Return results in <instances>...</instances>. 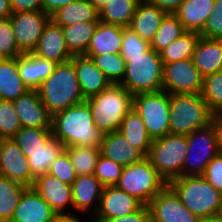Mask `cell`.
I'll use <instances>...</instances> for the list:
<instances>
[{
    "label": "cell",
    "instance_id": "6da1fadb",
    "mask_svg": "<svg viewBox=\"0 0 222 222\" xmlns=\"http://www.w3.org/2000/svg\"><path fill=\"white\" fill-rule=\"evenodd\" d=\"M51 130L52 136L65 147H100L103 136L94 124L86 100L54 114Z\"/></svg>",
    "mask_w": 222,
    "mask_h": 222
},
{
    "label": "cell",
    "instance_id": "7a4b0ae2",
    "mask_svg": "<svg viewBox=\"0 0 222 222\" xmlns=\"http://www.w3.org/2000/svg\"><path fill=\"white\" fill-rule=\"evenodd\" d=\"M37 91L42 103L52 116L85 101L71 60L57 64L53 73Z\"/></svg>",
    "mask_w": 222,
    "mask_h": 222
},
{
    "label": "cell",
    "instance_id": "3957f363",
    "mask_svg": "<svg viewBox=\"0 0 222 222\" xmlns=\"http://www.w3.org/2000/svg\"><path fill=\"white\" fill-rule=\"evenodd\" d=\"M86 101L94 124L103 135L119 131L123 119L133 108V95L120 84H111Z\"/></svg>",
    "mask_w": 222,
    "mask_h": 222
},
{
    "label": "cell",
    "instance_id": "277c9868",
    "mask_svg": "<svg viewBox=\"0 0 222 222\" xmlns=\"http://www.w3.org/2000/svg\"><path fill=\"white\" fill-rule=\"evenodd\" d=\"M168 185L184 206L199 218L222 216V194L203 176H181Z\"/></svg>",
    "mask_w": 222,
    "mask_h": 222
},
{
    "label": "cell",
    "instance_id": "5b68a950",
    "mask_svg": "<svg viewBox=\"0 0 222 222\" xmlns=\"http://www.w3.org/2000/svg\"><path fill=\"white\" fill-rule=\"evenodd\" d=\"M123 58L126 70L121 86L132 95L162 90L164 65L159 53L150 47L140 56Z\"/></svg>",
    "mask_w": 222,
    "mask_h": 222
},
{
    "label": "cell",
    "instance_id": "8992f818",
    "mask_svg": "<svg viewBox=\"0 0 222 222\" xmlns=\"http://www.w3.org/2000/svg\"><path fill=\"white\" fill-rule=\"evenodd\" d=\"M170 134L189 135L212 123L213 113L201 94L169 95Z\"/></svg>",
    "mask_w": 222,
    "mask_h": 222
},
{
    "label": "cell",
    "instance_id": "52a82bcc",
    "mask_svg": "<svg viewBox=\"0 0 222 222\" xmlns=\"http://www.w3.org/2000/svg\"><path fill=\"white\" fill-rule=\"evenodd\" d=\"M168 185L167 181L152 166L147 157L127 165L116 186L147 205L154 196Z\"/></svg>",
    "mask_w": 222,
    "mask_h": 222
},
{
    "label": "cell",
    "instance_id": "ba28073f",
    "mask_svg": "<svg viewBox=\"0 0 222 222\" xmlns=\"http://www.w3.org/2000/svg\"><path fill=\"white\" fill-rule=\"evenodd\" d=\"M187 136L167 134L152 140L146 156L157 172L169 183L182 176V167L187 154Z\"/></svg>",
    "mask_w": 222,
    "mask_h": 222
},
{
    "label": "cell",
    "instance_id": "9c48e42d",
    "mask_svg": "<svg viewBox=\"0 0 222 222\" xmlns=\"http://www.w3.org/2000/svg\"><path fill=\"white\" fill-rule=\"evenodd\" d=\"M133 109L143 120L152 140L170 134L169 94L158 92L133 95Z\"/></svg>",
    "mask_w": 222,
    "mask_h": 222
},
{
    "label": "cell",
    "instance_id": "30bf717a",
    "mask_svg": "<svg viewBox=\"0 0 222 222\" xmlns=\"http://www.w3.org/2000/svg\"><path fill=\"white\" fill-rule=\"evenodd\" d=\"M188 149L182 176H203L207 164L219 153L212 123L187 135Z\"/></svg>",
    "mask_w": 222,
    "mask_h": 222
},
{
    "label": "cell",
    "instance_id": "8fae6325",
    "mask_svg": "<svg viewBox=\"0 0 222 222\" xmlns=\"http://www.w3.org/2000/svg\"><path fill=\"white\" fill-rule=\"evenodd\" d=\"M163 65V91L169 95L201 94L203 77L192 59H183Z\"/></svg>",
    "mask_w": 222,
    "mask_h": 222
},
{
    "label": "cell",
    "instance_id": "7c38bea8",
    "mask_svg": "<svg viewBox=\"0 0 222 222\" xmlns=\"http://www.w3.org/2000/svg\"><path fill=\"white\" fill-rule=\"evenodd\" d=\"M17 47L22 53L32 52L51 16L44 11L13 13L10 17Z\"/></svg>",
    "mask_w": 222,
    "mask_h": 222
},
{
    "label": "cell",
    "instance_id": "4fadbf2b",
    "mask_svg": "<svg viewBox=\"0 0 222 222\" xmlns=\"http://www.w3.org/2000/svg\"><path fill=\"white\" fill-rule=\"evenodd\" d=\"M147 206L151 222H198L200 219L184 206L169 185L154 196Z\"/></svg>",
    "mask_w": 222,
    "mask_h": 222
},
{
    "label": "cell",
    "instance_id": "5bb4252c",
    "mask_svg": "<svg viewBox=\"0 0 222 222\" xmlns=\"http://www.w3.org/2000/svg\"><path fill=\"white\" fill-rule=\"evenodd\" d=\"M29 166L28 159L17 143L13 139L4 140L0 156V176L32 187L35 178L31 175Z\"/></svg>",
    "mask_w": 222,
    "mask_h": 222
},
{
    "label": "cell",
    "instance_id": "9a60e30c",
    "mask_svg": "<svg viewBox=\"0 0 222 222\" xmlns=\"http://www.w3.org/2000/svg\"><path fill=\"white\" fill-rule=\"evenodd\" d=\"M33 187L57 215H72L67 210L73 208L71 185L46 173L35 179Z\"/></svg>",
    "mask_w": 222,
    "mask_h": 222
},
{
    "label": "cell",
    "instance_id": "2e32d148",
    "mask_svg": "<svg viewBox=\"0 0 222 222\" xmlns=\"http://www.w3.org/2000/svg\"><path fill=\"white\" fill-rule=\"evenodd\" d=\"M143 204L115 186L103 187L98 211L93 220H105L125 216L140 209Z\"/></svg>",
    "mask_w": 222,
    "mask_h": 222
},
{
    "label": "cell",
    "instance_id": "e0dca14e",
    "mask_svg": "<svg viewBox=\"0 0 222 222\" xmlns=\"http://www.w3.org/2000/svg\"><path fill=\"white\" fill-rule=\"evenodd\" d=\"M22 127L52 129V115L44 106L37 90H28L13 101Z\"/></svg>",
    "mask_w": 222,
    "mask_h": 222
},
{
    "label": "cell",
    "instance_id": "ac0fdd59",
    "mask_svg": "<svg viewBox=\"0 0 222 222\" xmlns=\"http://www.w3.org/2000/svg\"><path fill=\"white\" fill-rule=\"evenodd\" d=\"M57 214L34 187H27L10 222H49Z\"/></svg>",
    "mask_w": 222,
    "mask_h": 222
},
{
    "label": "cell",
    "instance_id": "d6986e66",
    "mask_svg": "<svg viewBox=\"0 0 222 222\" xmlns=\"http://www.w3.org/2000/svg\"><path fill=\"white\" fill-rule=\"evenodd\" d=\"M32 53L57 64L70 61L73 58L66 46L62 27L52 19L46 24Z\"/></svg>",
    "mask_w": 222,
    "mask_h": 222
},
{
    "label": "cell",
    "instance_id": "ffe728a7",
    "mask_svg": "<svg viewBox=\"0 0 222 222\" xmlns=\"http://www.w3.org/2000/svg\"><path fill=\"white\" fill-rule=\"evenodd\" d=\"M72 187V199H73V211L80 214L95 215L100 205V199L103 191V185L101 182L92 175H80L77 176L71 185Z\"/></svg>",
    "mask_w": 222,
    "mask_h": 222
},
{
    "label": "cell",
    "instance_id": "44dd1931",
    "mask_svg": "<svg viewBox=\"0 0 222 222\" xmlns=\"http://www.w3.org/2000/svg\"><path fill=\"white\" fill-rule=\"evenodd\" d=\"M71 61L74 64L80 90L85 100L99 94L111 85L91 58L85 55L73 56Z\"/></svg>",
    "mask_w": 222,
    "mask_h": 222
},
{
    "label": "cell",
    "instance_id": "7402d4cb",
    "mask_svg": "<svg viewBox=\"0 0 222 222\" xmlns=\"http://www.w3.org/2000/svg\"><path fill=\"white\" fill-rule=\"evenodd\" d=\"M100 154L124 167L139 162L146 157L120 131L102 136Z\"/></svg>",
    "mask_w": 222,
    "mask_h": 222
},
{
    "label": "cell",
    "instance_id": "603a6c76",
    "mask_svg": "<svg viewBox=\"0 0 222 222\" xmlns=\"http://www.w3.org/2000/svg\"><path fill=\"white\" fill-rule=\"evenodd\" d=\"M57 63L32 52L17 56V68L22 82L29 90H37L53 73Z\"/></svg>",
    "mask_w": 222,
    "mask_h": 222
},
{
    "label": "cell",
    "instance_id": "cb8c5ba5",
    "mask_svg": "<svg viewBox=\"0 0 222 222\" xmlns=\"http://www.w3.org/2000/svg\"><path fill=\"white\" fill-rule=\"evenodd\" d=\"M192 60L203 78L222 70V40L201 37Z\"/></svg>",
    "mask_w": 222,
    "mask_h": 222
},
{
    "label": "cell",
    "instance_id": "d4e9b609",
    "mask_svg": "<svg viewBox=\"0 0 222 222\" xmlns=\"http://www.w3.org/2000/svg\"><path fill=\"white\" fill-rule=\"evenodd\" d=\"M167 14L166 11L157 6L141 0L128 27L143 40L150 43Z\"/></svg>",
    "mask_w": 222,
    "mask_h": 222
},
{
    "label": "cell",
    "instance_id": "484cf974",
    "mask_svg": "<svg viewBox=\"0 0 222 222\" xmlns=\"http://www.w3.org/2000/svg\"><path fill=\"white\" fill-rule=\"evenodd\" d=\"M123 42L122 27L107 24L99 20L86 55H103L121 52Z\"/></svg>",
    "mask_w": 222,
    "mask_h": 222
},
{
    "label": "cell",
    "instance_id": "4316f807",
    "mask_svg": "<svg viewBox=\"0 0 222 222\" xmlns=\"http://www.w3.org/2000/svg\"><path fill=\"white\" fill-rule=\"evenodd\" d=\"M215 0H183L173 13L186 31L200 33L212 13Z\"/></svg>",
    "mask_w": 222,
    "mask_h": 222
},
{
    "label": "cell",
    "instance_id": "83f0119b",
    "mask_svg": "<svg viewBox=\"0 0 222 222\" xmlns=\"http://www.w3.org/2000/svg\"><path fill=\"white\" fill-rule=\"evenodd\" d=\"M51 19L57 25L66 27L78 22L99 21V11L88 0H75L60 7Z\"/></svg>",
    "mask_w": 222,
    "mask_h": 222
},
{
    "label": "cell",
    "instance_id": "f1b7e54d",
    "mask_svg": "<svg viewBox=\"0 0 222 222\" xmlns=\"http://www.w3.org/2000/svg\"><path fill=\"white\" fill-rule=\"evenodd\" d=\"M22 82L16 58H4L0 62V99L14 101L28 91Z\"/></svg>",
    "mask_w": 222,
    "mask_h": 222
},
{
    "label": "cell",
    "instance_id": "f546056e",
    "mask_svg": "<svg viewBox=\"0 0 222 222\" xmlns=\"http://www.w3.org/2000/svg\"><path fill=\"white\" fill-rule=\"evenodd\" d=\"M99 21L78 22L62 27L66 46L72 56L86 55L91 37Z\"/></svg>",
    "mask_w": 222,
    "mask_h": 222
},
{
    "label": "cell",
    "instance_id": "4dcf8cb0",
    "mask_svg": "<svg viewBox=\"0 0 222 222\" xmlns=\"http://www.w3.org/2000/svg\"><path fill=\"white\" fill-rule=\"evenodd\" d=\"M65 150L64 144L52 137L43 147L34 151L27 152L30 173L37 177L48 173V170L57 157Z\"/></svg>",
    "mask_w": 222,
    "mask_h": 222
},
{
    "label": "cell",
    "instance_id": "1f68e13d",
    "mask_svg": "<svg viewBox=\"0 0 222 222\" xmlns=\"http://www.w3.org/2000/svg\"><path fill=\"white\" fill-rule=\"evenodd\" d=\"M119 131L145 156L148 155L152 139L143 120L133 108L123 119Z\"/></svg>",
    "mask_w": 222,
    "mask_h": 222
},
{
    "label": "cell",
    "instance_id": "d6a6232c",
    "mask_svg": "<svg viewBox=\"0 0 222 222\" xmlns=\"http://www.w3.org/2000/svg\"><path fill=\"white\" fill-rule=\"evenodd\" d=\"M141 0H109L99 10V20L107 23L128 27Z\"/></svg>",
    "mask_w": 222,
    "mask_h": 222
},
{
    "label": "cell",
    "instance_id": "836d02e7",
    "mask_svg": "<svg viewBox=\"0 0 222 222\" xmlns=\"http://www.w3.org/2000/svg\"><path fill=\"white\" fill-rule=\"evenodd\" d=\"M200 38L201 35L198 32H184L159 53L161 61L163 64H168L183 59H192Z\"/></svg>",
    "mask_w": 222,
    "mask_h": 222
},
{
    "label": "cell",
    "instance_id": "e575fe53",
    "mask_svg": "<svg viewBox=\"0 0 222 222\" xmlns=\"http://www.w3.org/2000/svg\"><path fill=\"white\" fill-rule=\"evenodd\" d=\"M27 187L0 176V222H10L20 198Z\"/></svg>",
    "mask_w": 222,
    "mask_h": 222
},
{
    "label": "cell",
    "instance_id": "d590c367",
    "mask_svg": "<svg viewBox=\"0 0 222 222\" xmlns=\"http://www.w3.org/2000/svg\"><path fill=\"white\" fill-rule=\"evenodd\" d=\"M77 176L94 174L100 147H65Z\"/></svg>",
    "mask_w": 222,
    "mask_h": 222
},
{
    "label": "cell",
    "instance_id": "8d00e7d4",
    "mask_svg": "<svg viewBox=\"0 0 222 222\" xmlns=\"http://www.w3.org/2000/svg\"><path fill=\"white\" fill-rule=\"evenodd\" d=\"M184 32L186 30L183 24L174 14L168 13L162 20L153 40L150 42V47L157 53H160Z\"/></svg>",
    "mask_w": 222,
    "mask_h": 222
},
{
    "label": "cell",
    "instance_id": "74e56055",
    "mask_svg": "<svg viewBox=\"0 0 222 222\" xmlns=\"http://www.w3.org/2000/svg\"><path fill=\"white\" fill-rule=\"evenodd\" d=\"M104 73L111 84H120L124 78L126 61L118 54L85 55Z\"/></svg>",
    "mask_w": 222,
    "mask_h": 222
},
{
    "label": "cell",
    "instance_id": "f35d334b",
    "mask_svg": "<svg viewBox=\"0 0 222 222\" xmlns=\"http://www.w3.org/2000/svg\"><path fill=\"white\" fill-rule=\"evenodd\" d=\"M51 129L21 127L13 140L17 143L27 158V152H34L43 147L52 138Z\"/></svg>",
    "mask_w": 222,
    "mask_h": 222
},
{
    "label": "cell",
    "instance_id": "ab89813d",
    "mask_svg": "<svg viewBox=\"0 0 222 222\" xmlns=\"http://www.w3.org/2000/svg\"><path fill=\"white\" fill-rule=\"evenodd\" d=\"M201 95L213 114L222 113V70L203 78Z\"/></svg>",
    "mask_w": 222,
    "mask_h": 222
},
{
    "label": "cell",
    "instance_id": "60d3db41",
    "mask_svg": "<svg viewBox=\"0 0 222 222\" xmlns=\"http://www.w3.org/2000/svg\"><path fill=\"white\" fill-rule=\"evenodd\" d=\"M21 127L13 101L0 99V137L5 140L13 139Z\"/></svg>",
    "mask_w": 222,
    "mask_h": 222
},
{
    "label": "cell",
    "instance_id": "b9f144b4",
    "mask_svg": "<svg viewBox=\"0 0 222 222\" xmlns=\"http://www.w3.org/2000/svg\"><path fill=\"white\" fill-rule=\"evenodd\" d=\"M124 166L102 156L98 157L94 176L105 186H115L123 173Z\"/></svg>",
    "mask_w": 222,
    "mask_h": 222
},
{
    "label": "cell",
    "instance_id": "7bdbcfd3",
    "mask_svg": "<svg viewBox=\"0 0 222 222\" xmlns=\"http://www.w3.org/2000/svg\"><path fill=\"white\" fill-rule=\"evenodd\" d=\"M122 57H137L150 48V43L139 37L130 27H122Z\"/></svg>",
    "mask_w": 222,
    "mask_h": 222
},
{
    "label": "cell",
    "instance_id": "ee69618b",
    "mask_svg": "<svg viewBox=\"0 0 222 222\" xmlns=\"http://www.w3.org/2000/svg\"><path fill=\"white\" fill-rule=\"evenodd\" d=\"M0 53L4 58H16L22 54L17 47L10 18L0 20Z\"/></svg>",
    "mask_w": 222,
    "mask_h": 222
},
{
    "label": "cell",
    "instance_id": "f6af8a7d",
    "mask_svg": "<svg viewBox=\"0 0 222 222\" xmlns=\"http://www.w3.org/2000/svg\"><path fill=\"white\" fill-rule=\"evenodd\" d=\"M48 174L57 177L68 185H72L77 174L75 173V169L71 163L69 155L65 150L52 163L48 170Z\"/></svg>",
    "mask_w": 222,
    "mask_h": 222
},
{
    "label": "cell",
    "instance_id": "bcb514c9",
    "mask_svg": "<svg viewBox=\"0 0 222 222\" xmlns=\"http://www.w3.org/2000/svg\"><path fill=\"white\" fill-rule=\"evenodd\" d=\"M199 34L201 37L222 40V0H215L212 13Z\"/></svg>",
    "mask_w": 222,
    "mask_h": 222
},
{
    "label": "cell",
    "instance_id": "7dc6e473",
    "mask_svg": "<svg viewBox=\"0 0 222 222\" xmlns=\"http://www.w3.org/2000/svg\"><path fill=\"white\" fill-rule=\"evenodd\" d=\"M203 177L222 194V153L207 164Z\"/></svg>",
    "mask_w": 222,
    "mask_h": 222
},
{
    "label": "cell",
    "instance_id": "c3c4849f",
    "mask_svg": "<svg viewBox=\"0 0 222 222\" xmlns=\"http://www.w3.org/2000/svg\"><path fill=\"white\" fill-rule=\"evenodd\" d=\"M94 222H151V218L148 206L143 205L131 214L105 220H94Z\"/></svg>",
    "mask_w": 222,
    "mask_h": 222
},
{
    "label": "cell",
    "instance_id": "681fc988",
    "mask_svg": "<svg viewBox=\"0 0 222 222\" xmlns=\"http://www.w3.org/2000/svg\"><path fill=\"white\" fill-rule=\"evenodd\" d=\"M13 13L43 11V0H10Z\"/></svg>",
    "mask_w": 222,
    "mask_h": 222
},
{
    "label": "cell",
    "instance_id": "f907efd6",
    "mask_svg": "<svg viewBox=\"0 0 222 222\" xmlns=\"http://www.w3.org/2000/svg\"><path fill=\"white\" fill-rule=\"evenodd\" d=\"M148 4L157 6L159 9L173 14L181 5L183 0H143Z\"/></svg>",
    "mask_w": 222,
    "mask_h": 222
},
{
    "label": "cell",
    "instance_id": "816d5d0a",
    "mask_svg": "<svg viewBox=\"0 0 222 222\" xmlns=\"http://www.w3.org/2000/svg\"><path fill=\"white\" fill-rule=\"evenodd\" d=\"M73 1L75 0H43V11L51 16L60 7L68 5Z\"/></svg>",
    "mask_w": 222,
    "mask_h": 222
},
{
    "label": "cell",
    "instance_id": "f5cc1de1",
    "mask_svg": "<svg viewBox=\"0 0 222 222\" xmlns=\"http://www.w3.org/2000/svg\"><path fill=\"white\" fill-rule=\"evenodd\" d=\"M212 125L216 133L217 147H218L219 153H222V113L213 115Z\"/></svg>",
    "mask_w": 222,
    "mask_h": 222
},
{
    "label": "cell",
    "instance_id": "db71d44e",
    "mask_svg": "<svg viewBox=\"0 0 222 222\" xmlns=\"http://www.w3.org/2000/svg\"><path fill=\"white\" fill-rule=\"evenodd\" d=\"M79 215L72 214V215H57L56 222H85L82 218H78ZM82 220V221H81ZM86 222H94L93 217L91 216L90 219H86Z\"/></svg>",
    "mask_w": 222,
    "mask_h": 222
},
{
    "label": "cell",
    "instance_id": "11a10c76",
    "mask_svg": "<svg viewBox=\"0 0 222 222\" xmlns=\"http://www.w3.org/2000/svg\"><path fill=\"white\" fill-rule=\"evenodd\" d=\"M12 14L10 0H0V20L8 19Z\"/></svg>",
    "mask_w": 222,
    "mask_h": 222
},
{
    "label": "cell",
    "instance_id": "9f6ffc18",
    "mask_svg": "<svg viewBox=\"0 0 222 222\" xmlns=\"http://www.w3.org/2000/svg\"><path fill=\"white\" fill-rule=\"evenodd\" d=\"M98 11L109 1V0H88Z\"/></svg>",
    "mask_w": 222,
    "mask_h": 222
},
{
    "label": "cell",
    "instance_id": "6f0895ef",
    "mask_svg": "<svg viewBox=\"0 0 222 222\" xmlns=\"http://www.w3.org/2000/svg\"><path fill=\"white\" fill-rule=\"evenodd\" d=\"M198 222H222V216H215L210 218H200Z\"/></svg>",
    "mask_w": 222,
    "mask_h": 222
},
{
    "label": "cell",
    "instance_id": "680465c9",
    "mask_svg": "<svg viewBox=\"0 0 222 222\" xmlns=\"http://www.w3.org/2000/svg\"><path fill=\"white\" fill-rule=\"evenodd\" d=\"M5 139H2L0 137V156H1V151H2V147H3V142H4Z\"/></svg>",
    "mask_w": 222,
    "mask_h": 222
},
{
    "label": "cell",
    "instance_id": "91938a15",
    "mask_svg": "<svg viewBox=\"0 0 222 222\" xmlns=\"http://www.w3.org/2000/svg\"><path fill=\"white\" fill-rule=\"evenodd\" d=\"M4 59V56L0 53V62Z\"/></svg>",
    "mask_w": 222,
    "mask_h": 222
},
{
    "label": "cell",
    "instance_id": "94428289",
    "mask_svg": "<svg viewBox=\"0 0 222 222\" xmlns=\"http://www.w3.org/2000/svg\"><path fill=\"white\" fill-rule=\"evenodd\" d=\"M49 222H56V217L53 220L49 221Z\"/></svg>",
    "mask_w": 222,
    "mask_h": 222
}]
</instances>
